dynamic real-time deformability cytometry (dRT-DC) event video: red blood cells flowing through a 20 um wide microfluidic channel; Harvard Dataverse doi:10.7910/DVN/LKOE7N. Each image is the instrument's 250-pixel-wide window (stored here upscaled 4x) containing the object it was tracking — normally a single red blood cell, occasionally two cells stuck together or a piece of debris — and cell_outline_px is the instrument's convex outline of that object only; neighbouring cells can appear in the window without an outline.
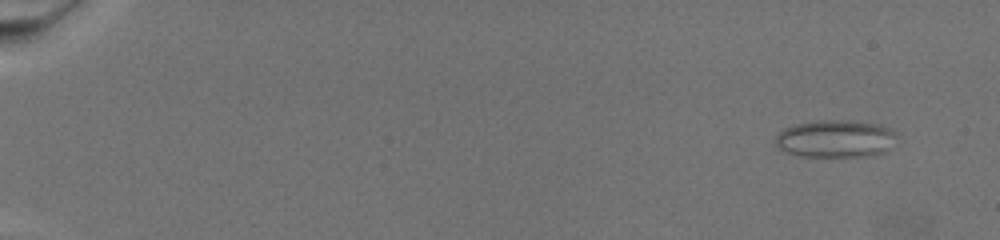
{"species": "common noctule bat (a hibernating species)", "species_latin": "Nyctalus noctula", "temperature_condition": "warm", "stored_images_in_passage": 73, "camera_frame_rate_fps": 3000, "um_per_image_px": 0.085, "animal": {"sex": "female", "body_mass_g": 19.5, "forearm_length_mm": 54.1}, "frame": {"image": 1, "passage_image": 6, "time_ms": 1.667, "image_size_px": [1000, 240], "cell_outline_px": [[896, 136], [888, 148], [884, 152], [868, 156], [800, 156], [784, 152], [776, 144], [776, 136], [784, 128], [796, 124], [824, 120], [840, 120], [880, 124], [896, 132]], "centroid_in_image_um": [71.0, 11.79], "position_along_channel_um": 14.0, "area_um2": 26.18}}
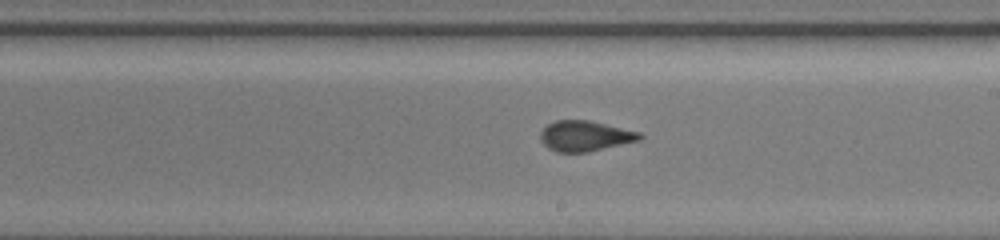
{"frame": {"image": 2, "passage_image": 46, "time_ms": 15.0, "image_size_px": [1000, 240], "cell_outline_px": [[644, 136], [640, 140], [588, 152], [556, 152], [548, 148], [540, 140], [540, 132], [548, 124], [556, 120], [588, 120], [640, 132]], "centroid_in_image_um": [49.72, 11.56], "position_along_channel_um": 239.3, "area_um2": 17.57}}
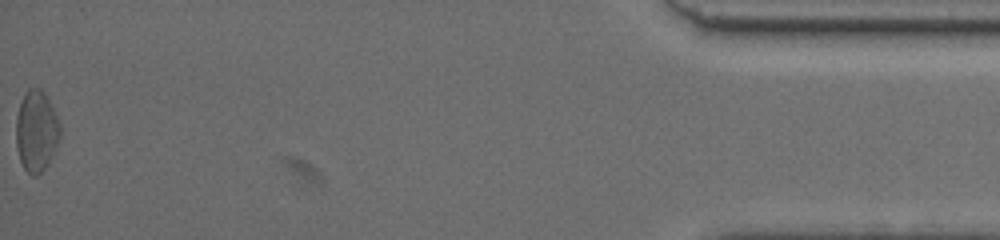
{"frame": {"image": 3, "passage_image": 73, "time_ms": 24.0, "image_size_px": [1000, 240], "cell_outline_px": [[60, 136], [56, 148], [48, 164], [36, 176], [32, 176], [24, 168], [20, 160], [16, 144], [16, 116], [20, 104], [28, 88], [40, 88], [44, 92], [60, 124]], "centroid_in_image_um": [3.09, 11.16], "position_along_channel_um": 432.1, "area_um2": 20.58}}